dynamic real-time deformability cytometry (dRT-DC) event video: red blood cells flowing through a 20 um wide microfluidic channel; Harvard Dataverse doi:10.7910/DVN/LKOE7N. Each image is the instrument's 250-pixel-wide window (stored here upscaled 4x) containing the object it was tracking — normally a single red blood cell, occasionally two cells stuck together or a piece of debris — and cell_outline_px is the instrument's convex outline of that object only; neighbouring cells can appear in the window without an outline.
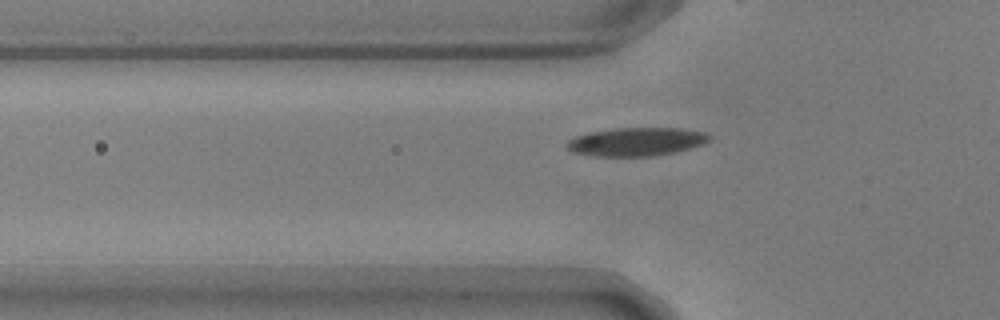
{"species": "common noctule bat (a hibernating species)", "species_latin": "Nyctalus noctula", "temperature_condition": "warm", "stored_images_in_passage": 34, "camera_frame_rate_fps": 3000, "um_per_image_px": 0.085, "animal": {"sex": "male", "body_mass_g": 17.9, "forearm_length_mm": 54.2}, "frame": {"image": 1, "passage_image": 3, "time_ms": 0.667, "image_size_px": [1000, 320], "cell_outline_px": [[712, 140], [704, 144], [676, 152], [656, 156], [592, 156], [572, 152], [564, 148], [564, 144], [568, 140], [576, 136], [588, 132], [616, 128], [680, 128], [704, 132], [712, 136]], "centroid_in_image_um": [54.08, 12.05], "position_along_channel_um": 71.7, "area_um2": 23.99}}
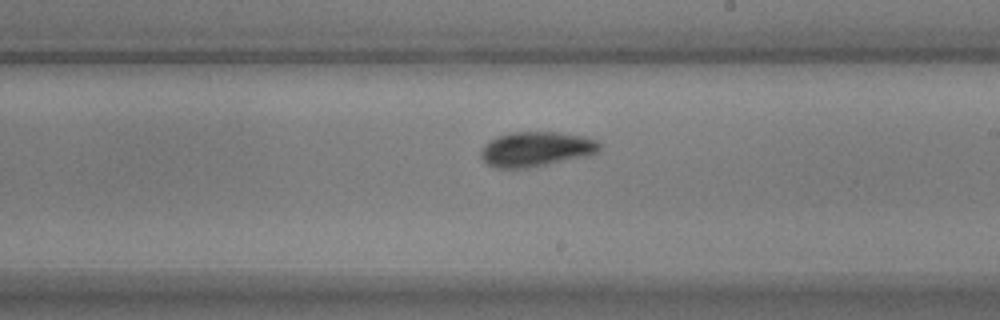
{"frame": {"image": 2, "passage_image": 17, "time_ms": 5.333, "image_size_px": [1000, 320], "cell_outline_px": [[600, 148], [596, 152], [588, 156], [528, 168], [496, 168], [488, 164], [480, 156], [480, 152], [492, 140], [500, 136], [512, 132], [556, 132], [584, 136], [596, 140], [600, 144]], "centroid_in_image_um": [45.61, 12.68], "position_along_channel_um": 243.4, "area_um2": 23.76}}
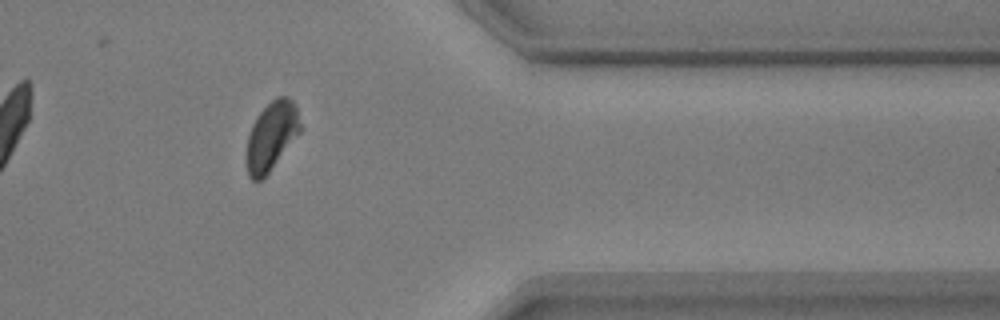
{"frame": {"image": 3, "passage_image": 30, "time_ms": 9.667, "image_size_px": [1000, 320], "cell_outline_px": [[300, 132], [268, 172], [260, 180], [252, 180], [248, 176], [244, 160], [244, 152], [248, 136], [252, 124], [256, 116], [276, 96], [288, 96], [296, 104], [300, 124]], "centroid_in_image_um": [23.02, 11.56], "position_along_channel_um": 388.4, "area_um2": 21.62}, "authors_computed_cell_mechanics": {"area_um2": 23.2934, "velocity_mm_per_s": 3.6746, "shape_relaxation_time_tau1_ms": 4.2169, "shape_relaxation_time_tau2_ms": 1.7203, "deformation_change_tau1": 0.1398, "deformation_change_tau2": 0.0598}}